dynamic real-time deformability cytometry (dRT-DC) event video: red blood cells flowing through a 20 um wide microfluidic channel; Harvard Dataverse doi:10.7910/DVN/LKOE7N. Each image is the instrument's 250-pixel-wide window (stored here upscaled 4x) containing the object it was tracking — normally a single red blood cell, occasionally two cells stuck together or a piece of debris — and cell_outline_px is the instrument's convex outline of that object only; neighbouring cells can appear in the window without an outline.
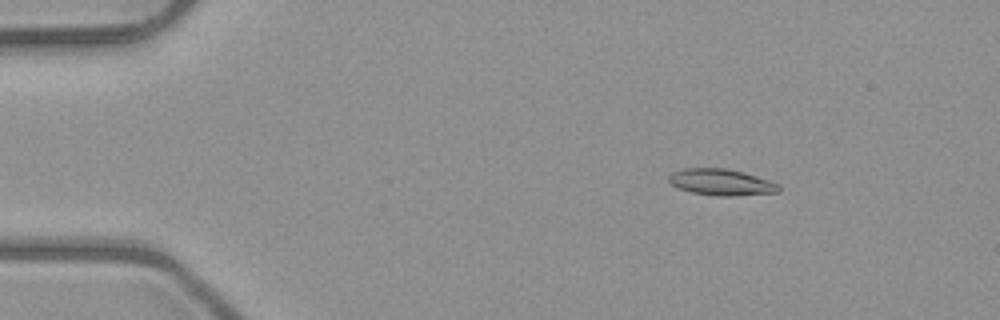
{"species": "common noctule bat (a hibernating species)", "species_latin": "Nyctalus noctula", "temperature_condition": "room temperature", "stored_images_in_passage": 5, "camera_frame_rate_fps": 3000, "um_per_image_px": 0.085, "animal": {"sex": "male", "body_mass_g": 23.1, "forearm_length_mm": 52.7}, "frame": {"image": 1, "passage_image": 2, "time_ms": 1.0, "image_size_px": [1000, 320], "cell_outline_px": [[780, 188], [776, 192], [732, 196], [716, 196], [692, 192], [680, 188], [672, 184], [668, 180], [668, 176], [672, 172], [684, 168], [724, 168], [744, 172], [768, 180], [776, 184]], "centroid_in_image_um": [61.26, 15.48], "position_along_channel_um": 23.7, "area_um2": 16.65}}